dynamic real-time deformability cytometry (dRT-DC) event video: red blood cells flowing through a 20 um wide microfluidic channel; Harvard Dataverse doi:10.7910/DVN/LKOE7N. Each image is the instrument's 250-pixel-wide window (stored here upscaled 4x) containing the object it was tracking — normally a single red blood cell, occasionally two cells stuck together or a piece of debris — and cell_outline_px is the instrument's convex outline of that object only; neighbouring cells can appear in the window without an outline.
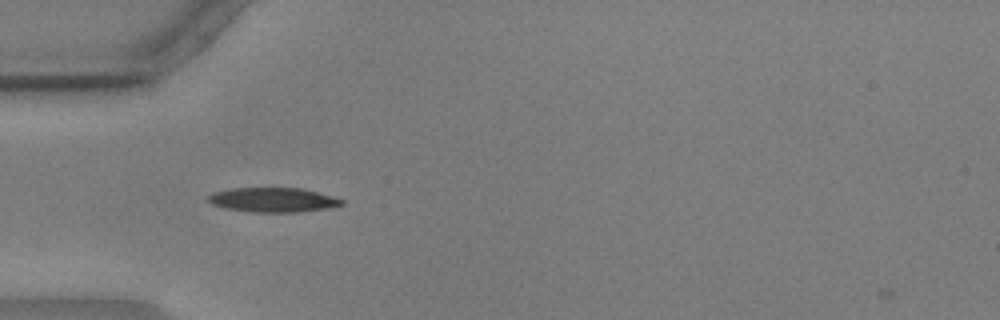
{"species": "common noctule bat (a hibernating species)", "species_latin": "Nyctalus noctula", "temperature_condition": "warm", "stored_images_in_passage": 40, "camera_frame_rate_fps": 3000, "um_per_image_px": 0.085, "animal": {"sex": "male", "body_mass_g": 17.9, "forearm_length_mm": 54.2}, "frame": {"image": 1, "passage_image": 1, "time_ms": 0.0, "image_size_px": [1000, 320], "cell_outline_px": [[344, 204], [328, 208], [300, 212], [252, 212], [224, 208], [212, 204], [208, 200], [208, 196], [212, 192], [232, 188], [304, 188], [336, 196], [344, 200]], "centroid_in_image_um": [23.25, 16.98], "position_along_channel_um": 61.7, "area_um2": 19.31}}
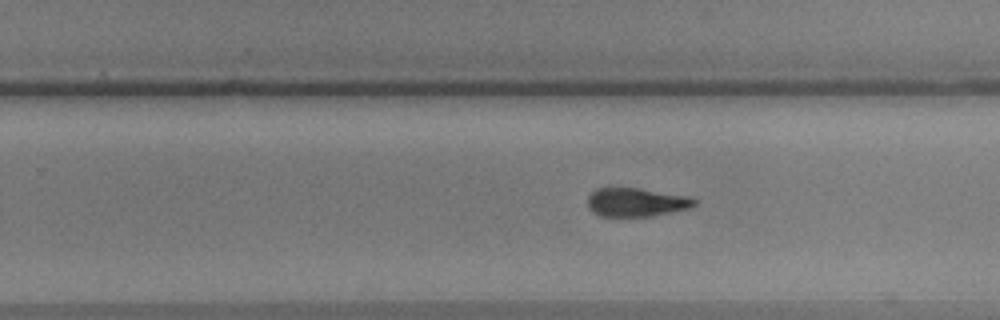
{"frame": {"image": 2, "passage_image": 19, "time_ms": 6.0, "image_size_px": [1000, 320], "cell_outline_px": [[696, 204], [692, 208], [648, 216], [600, 216], [592, 212], [588, 208], [588, 196], [596, 188], [636, 188], [688, 196], [696, 200]], "centroid_in_image_um": [54.06, 17.19], "position_along_channel_um": 275.7, "area_um2": 17.69}}
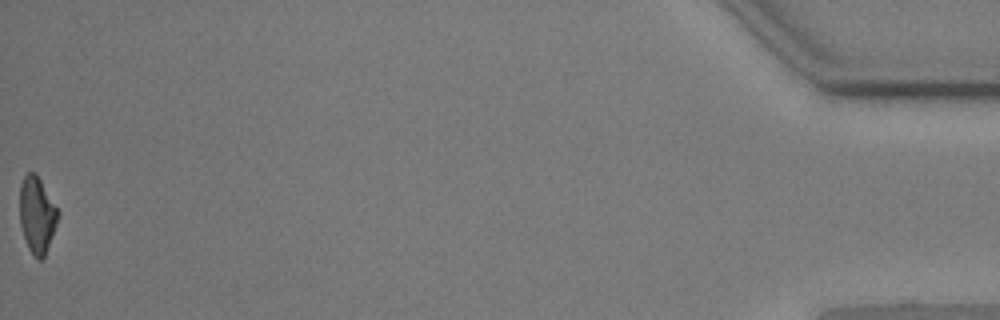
{"frame": {"image": 3, "passage_image": 40, "time_ms": 13.0, "image_size_px": [1000, 320], "cell_outline_px": [[60, 212], [56, 224], [44, 256], [40, 260], [36, 260], [28, 248], [20, 224], [20, 184], [24, 176], [28, 172], [36, 172]], "centroid_in_image_um": [3.14, 18.24], "position_along_channel_um": 432.1, "area_um2": 16.94}, "authors_computed_cell_mechanics": {"area_um2": 18.2648, "velocity_mm_per_s": 3.6007, "shape_relaxation_time_tau1_ms": 5.1484, "shape_relaxation_time_tau2_ms": 4.2044, "deformation_change_tau1": 0.1806, "deformation_change_tau2": 0.0969}}